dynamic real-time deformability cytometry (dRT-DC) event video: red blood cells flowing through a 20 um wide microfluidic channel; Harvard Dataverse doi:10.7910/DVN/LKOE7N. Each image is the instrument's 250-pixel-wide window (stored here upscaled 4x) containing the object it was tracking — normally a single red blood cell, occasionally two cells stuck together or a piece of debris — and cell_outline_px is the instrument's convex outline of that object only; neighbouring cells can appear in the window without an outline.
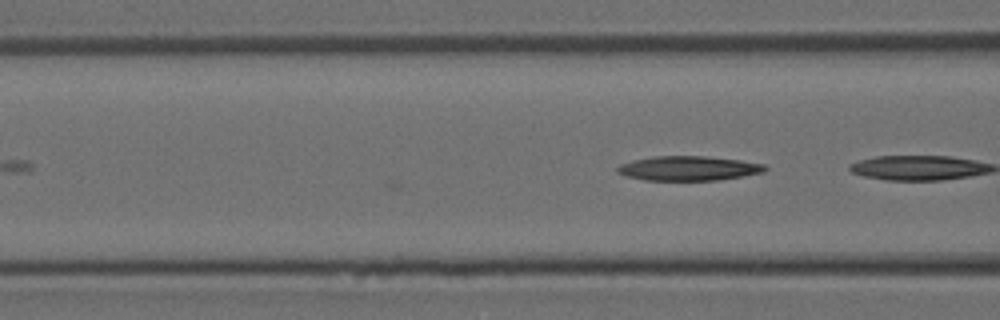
{"species": "Egyptian fruit bat (a non-hibernating species)", "species_latin": "Rousettus aegyptiacus", "temperature_condition": "room temperature", "stored_images_in_passage": 3, "camera_frame_rate_fps": 3000, "um_per_image_px": 0.085, "animal": {"sex": "female"}, "frame": {"image": 1, "passage_image": 3, "time_ms": 0.667, "image_size_px": [1000, 320], "cell_outline_px": [[768, 168], [764, 172], [744, 176], [716, 180], [644, 180], [628, 176], [616, 172], [616, 168], [620, 164], [632, 160], [652, 156], [704, 156], [740, 160], [764, 164]], "centroid_in_image_um": [58.52, 14.3], "position_along_channel_um": 108.1, "area_um2": 21.1}}